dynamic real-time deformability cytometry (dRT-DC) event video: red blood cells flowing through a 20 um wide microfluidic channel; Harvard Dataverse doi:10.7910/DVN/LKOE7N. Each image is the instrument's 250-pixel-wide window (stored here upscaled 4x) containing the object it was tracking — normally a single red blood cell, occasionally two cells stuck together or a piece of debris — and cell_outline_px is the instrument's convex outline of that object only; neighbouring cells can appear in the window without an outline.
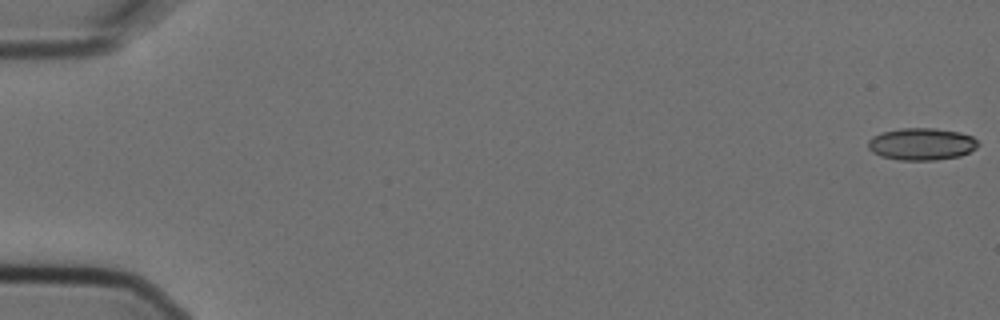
{"species": "Egyptian fruit bat (a non-hibernating species)", "species_latin": "Rousettus aegyptiacus", "temperature_condition": "cold", "stored_images_in_passage": 7, "camera_frame_rate_fps": 3000, "um_per_image_px": 0.085, "animal": {"sex": "female"}, "frame": {"image": 1, "passage_image": 1, "time_ms": 0.0, "image_size_px": [1000, 320], "cell_outline_px": [[980, 144], [976, 148], [960, 156], [936, 160], [900, 160], [880, 156], [872, 152], [868, 148], [868, 140], [872, 136], [884, 132], [900, 128], [936, 128], [960, 132], [972, 136]], "centroid_in_image_um": [78.33, 12.24], "position_along_channel_um": 6.7, "area_um2": 20.69}}
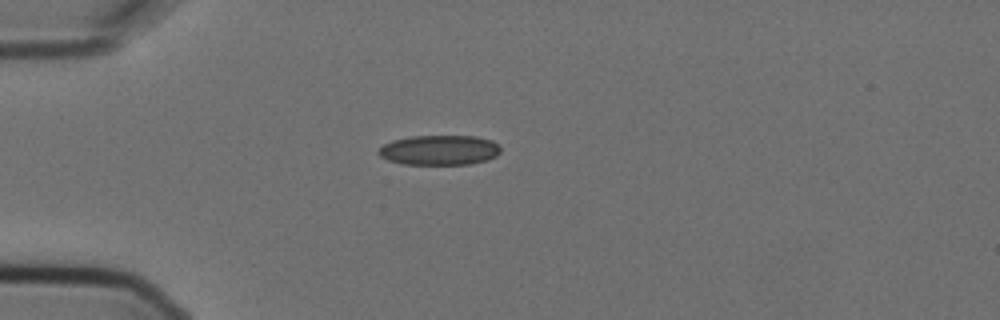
{"frame": {"image": 2, "passage_image": 5, "time_ms": 1.333, "image_size_px": [1000, 320], "cell_outline_px": [[500, 152], [496, 156], [488, 160], [472, 164], [400, 164], [388, 160], [380, 156], [376, 152], [384, 144], [392, 140], [412, 136], [476, 136], [492, 140], [500, 148]], "centroid_in_image_um": [37.34, 12.76], "position_along_channel_um": 47.7, "area_um2": 21.39}}
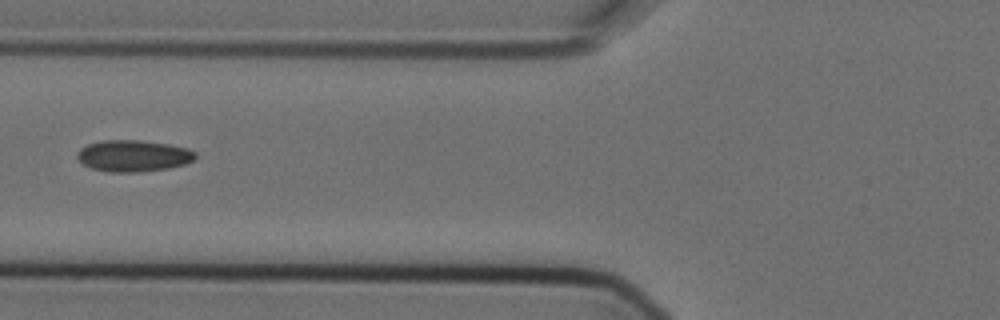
{"frame": {"image": 3, "passage_image": 7, "time_ms": 2.0, "image_size_px": [1000, 320], "cell_outline_px": [[196, 156], [192, 160], [184, 164], [168, 168], [136, 172], [108, 172], [92, 168], [84, 164], [76, 156], [76, 152], [80, 148], [88, 144], [100, 140], [140, 140], [168, 144], [188, 148], [196, 152]], "centroid_in_image_um": [11.31, 13.23], "position_along_channel_um": 114.5, "area_um2": 21.68}}